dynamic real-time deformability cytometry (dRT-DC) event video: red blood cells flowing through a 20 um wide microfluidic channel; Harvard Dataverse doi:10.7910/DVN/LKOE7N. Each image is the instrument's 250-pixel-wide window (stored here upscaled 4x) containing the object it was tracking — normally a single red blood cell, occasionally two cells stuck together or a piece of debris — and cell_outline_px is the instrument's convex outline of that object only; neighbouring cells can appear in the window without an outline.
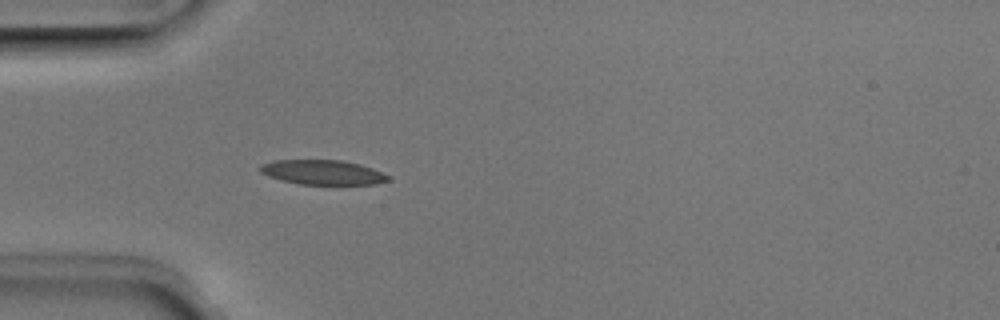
{"species": "Egyptian fruit bat (a non-hibernating species)", "species_latin": "Rousettus aegyptiacus", "temperature_condition": "room temperature", "stored_images_in_passage": 36, "camera_frame_rate_fps": 3000, "um_per_image_px": 0.085, "animal": {"sex": "male"}, "frame": {"image": 1, "passage_image": 1, "time_ms": 0.0, "image_size_px": [1000, 320], "cell_outline_px": [[392, 180], [376, 184], [300, 184], [280, 180], [268, 176], [260, 172], [260, 164], [272, 160], [340, 160], [360, 164], [372, 168], [392, 176]], "centroid_in_image_um": [27.45, 14.64], "position_along_channel_um": 57.5, "area_um2": 18.55}}
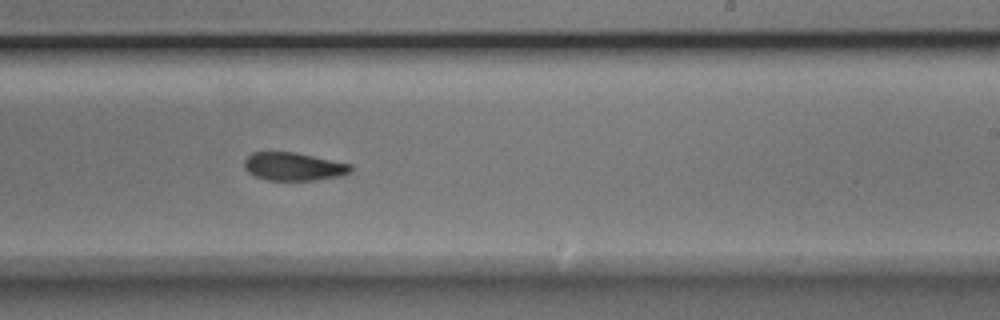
{"frame": {"image": 2, "passage_image": 17, "time_ms": 5.333, "image_size_px": [1000, 320], "cell_outline_px": [[352, 172], [340, 176], [312, 180], [268, 180], [256, 176], [248, 172], [244, 168], [244, 160], [252, 152], [296, 152], [352, 164]], "centroid_in_image_um": [24.97, 14.15], "position_along_channel_um": 264.0, "area_um2": 17.46}}
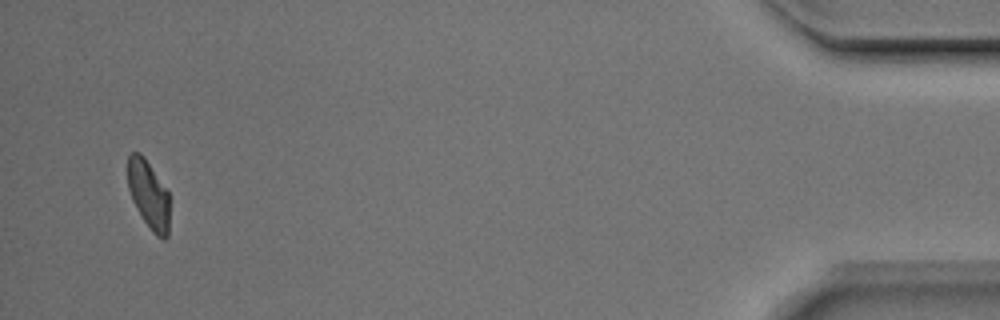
{"frame": {"image": 3, "passage_image": 35, "time_ms": 11.333, "image_size_px": [1000, 320], "cell_outline_px": [[168, 236], [164, 240], [156, 236], [152, 232], [136, 208], [132, 200], [128, 188], [128, 156], [132, 152], [140, 152], [144, 156], [168, 192]], "centroid_in_image_um": [12.61, 16.54], "position_along_channel_um": 422.6, "area_um2": 16.47}, "authors_computed_cell_mechanics": {"area_um2": 18.3515, "velocity_mm_per_s": 3.9793, "shape_relaxation_time_tau1_ms": 3.2978, "shape_relaxation_time_tau2_ms": 3.7249, "deformation_change_tau1": 0.127, "deformation_change_tau2": 0.108}}